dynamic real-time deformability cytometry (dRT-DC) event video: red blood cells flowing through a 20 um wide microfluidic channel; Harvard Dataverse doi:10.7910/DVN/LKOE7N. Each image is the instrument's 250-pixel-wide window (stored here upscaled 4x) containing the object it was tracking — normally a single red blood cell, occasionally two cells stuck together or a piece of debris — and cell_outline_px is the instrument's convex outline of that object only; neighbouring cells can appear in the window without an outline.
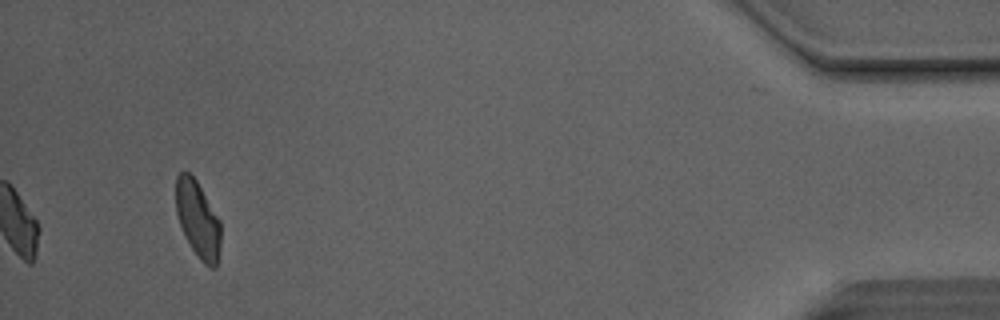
{"species": "Egyptian fruit bat (a non-hibernating species)", "species_latin": "Rousettus aegyptiacus", "temperature_condition": "room temperature", "stored_images_in_passage": 38, "camera_frame_rate_fps": 3000, "um_per_image_px": 0.085, "animal": {"sex": "male"}, "frame": {"image": 1, "passage_image": 38, "time_ms": 12.333, "image_size_px": [1000, 320], "cell_outline_px": [[220, 248], [216, 268], [212, 268], [204, 264], [200, 260], [192, 248], [180, 224], [176, 212], [176, 176], [180, 172], [188, 172], [196, 180], [220, 220]], "centroid_in_image_um": [16.82, 18.65], "position_along_channel_um": 418.4, "area_um2": 19.77}, "authors_computed_cell_mechanics": {"area_um2": 21.3571, "velocity_mm_per_s": 4.1307, "shape_relaxation_time_tau1_ms": 7.4269, "shape_relaxation_time_tau2_ms": 2.692, "deformation_change_tau1": 0.176, "deformation_change_tau2": 0.0904}}